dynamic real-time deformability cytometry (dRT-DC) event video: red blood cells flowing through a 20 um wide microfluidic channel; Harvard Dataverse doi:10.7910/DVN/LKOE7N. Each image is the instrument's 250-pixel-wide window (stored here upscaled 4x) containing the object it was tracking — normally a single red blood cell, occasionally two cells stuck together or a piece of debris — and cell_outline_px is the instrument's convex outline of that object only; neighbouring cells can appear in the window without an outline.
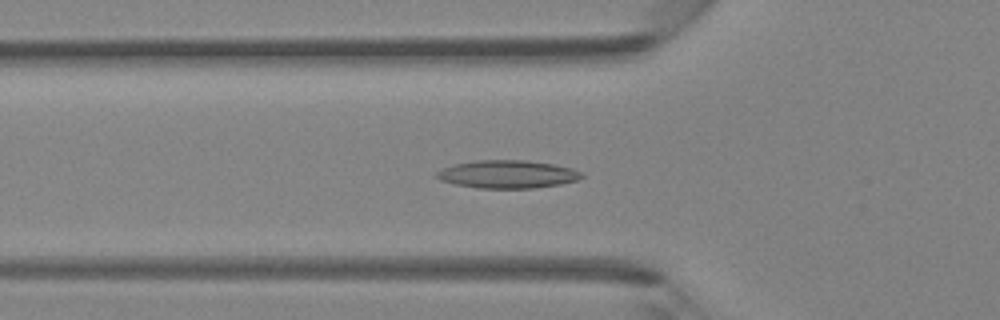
{"species": "Egyptian fruit bat (a non-hibernating species)", "species_latin": "Rousettus aegyptiacus", "temperature_condition": "room temperature", "stored_images_in_passage": 41, "camera_frame_rate_fps": 3000, "um_per_image_px": 0.085, "animal": {"sex": "female"}, "frame": {"image": 1, "passage_image": 11, "time_ms": 3.333, "image_size_px": [1000, 320], "cell_outline_px": [[584, 176], [576, 180], [560, 184], [532, 188], [480, 188], [456, 184], [440, 180], [436, 176], [436, 172], [452, 164], [476, 160], [524, 160], [552, 164], [572, 168], [580, 172]], "centroid_in_image_um": [43.12, 14.8], "position_along_channel_um": 82.7, "area_um2": 23.41}}
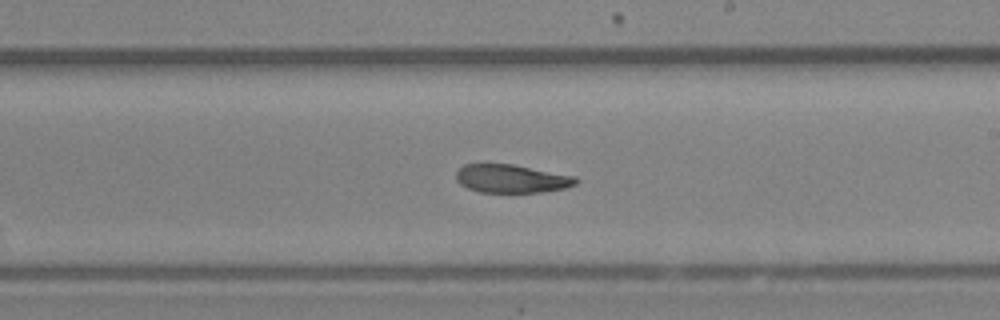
{"frame": {"image": 2, "passage_image": 22, "time_ms": 7.0, "image_size_px": [1000, 320], "cell_outline_px": [[580, 180], [576, 184], [564, 188], [544, 192], [480, 192], [468, 188], [460, 184], [456, 180], [456, 172], [464, 164], [484, 160], [512, 164], [576, 176]], "centroid_in_image_um": [43.42, 15.14], "position_along_channel_um": 245.6, "area_um2": 20.46}}
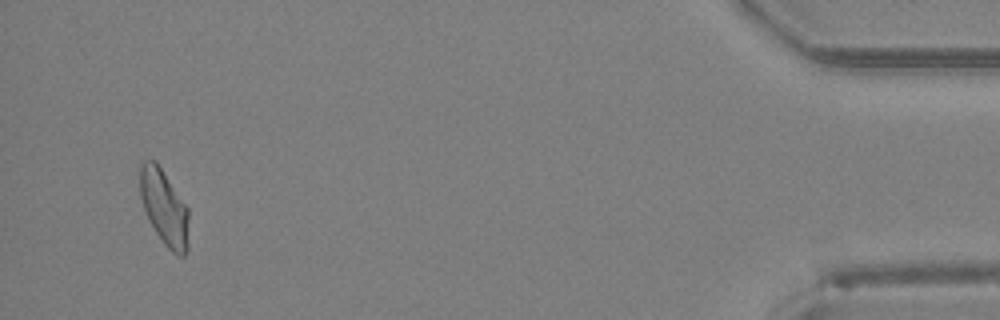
{"frame": {"image": 3, "passage_image": 39, "time_ms": 12.667, "image_size_px": [1000, 320], "cell_outline_px": [[188, 248], [184, 256], [180, 256], [172, 252], [164, 244], [148, 220], [140, 196], [140, 164], [144, 160], [156, 160], [188, 208]], "centroid_in_image_um": [13.96, 17.63], "position_along_channel_um": 421.2, "area_um2": 21.44}}